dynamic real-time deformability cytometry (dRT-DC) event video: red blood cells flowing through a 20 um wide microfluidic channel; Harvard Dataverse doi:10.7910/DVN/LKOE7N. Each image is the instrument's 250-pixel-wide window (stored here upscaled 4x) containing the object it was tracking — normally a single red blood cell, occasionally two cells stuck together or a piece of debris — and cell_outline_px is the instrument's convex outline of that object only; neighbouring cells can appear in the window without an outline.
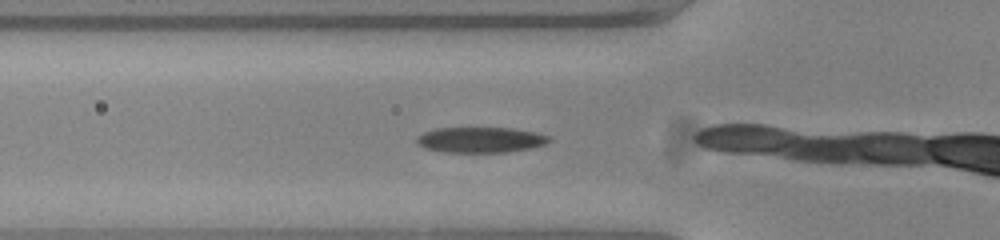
{"species": "common noctule bat (a hibernating species)", "species_latin": "Nyctalus noctula", "temperature_condition": "warm", "stored_images_in_passage": 10, "camera_frame_rate_fps": 3000, "um_per_image_px": 0.085, "animal": {"sex": "female", "body_mass_g": 23.0, "forearm_length_mm": 53.4}, "frame": {"image": 1, "passage_image": 2, "time_ms": 0.333, "image_size_px": [1000, 240], "cell_outline_px": [[552, 140], [544, 144], [532, 148], [508, 152], [444, 152], [424, 148], [416, 144], [416, 136], [424, 132], [436, 128], [512, 128], [536, 132], [552, 136]], "centroid_in_image_um": [40.85, 11.88], "position_along_channel_um": 84.9, "area_um2": 19.94}}